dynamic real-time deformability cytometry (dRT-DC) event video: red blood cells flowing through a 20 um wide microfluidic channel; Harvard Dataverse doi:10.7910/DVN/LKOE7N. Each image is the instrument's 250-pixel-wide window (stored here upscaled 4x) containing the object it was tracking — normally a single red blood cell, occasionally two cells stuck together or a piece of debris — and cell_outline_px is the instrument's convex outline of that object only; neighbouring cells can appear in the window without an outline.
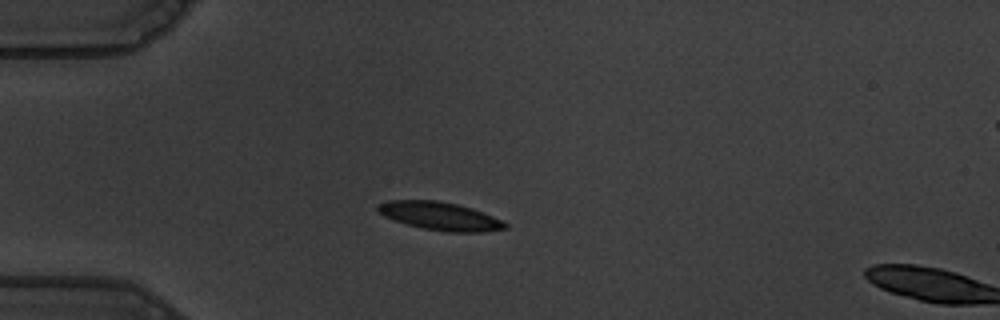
{"species": "common noctule bat (a hibernating species)", "species_latin": "Nyctalus noctula", "temperature_condition": "warm", "stored_images_in_passage": 18, "camera_frame_rate_fps": 3000, "um_per_image_px": 0.085, "animal": {"sex": "male", "body_mass_g": 19.5, "forearm_length_mm": 54.6}, "frame": {"image": 1, "passage_image": 16, "time_ms": 5.0, "image_size_px": [1000, 320], "cell_outline_px": [[508, 228], [484, 232], [448, 232], [424, 228], [408, 224], [384, 216], [376, 212], [376, 204], [388, 200], [440, 200], [472, 208], [492, 216], [508, 224]], "centroid_in_image_um": [37.37, 18.35], "position_along_channel_um": 47.6, "area_um2": 20.87}}